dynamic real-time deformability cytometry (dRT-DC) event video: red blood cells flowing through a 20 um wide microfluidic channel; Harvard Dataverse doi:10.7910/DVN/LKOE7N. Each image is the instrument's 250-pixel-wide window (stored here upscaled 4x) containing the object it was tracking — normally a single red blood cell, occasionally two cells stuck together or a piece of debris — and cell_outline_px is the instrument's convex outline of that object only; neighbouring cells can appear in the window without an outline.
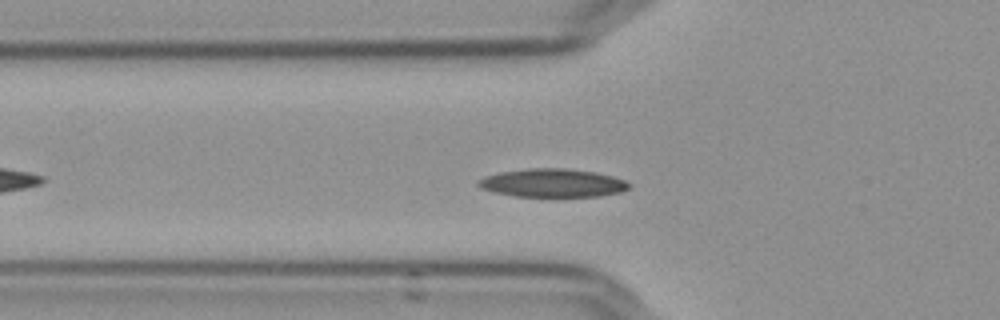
{"species": "Egyptian fruit bat (a non-hibernating species)", "species_latin": "Rousettus aegyptiacus", "temperature_condition": "cold", "stored_images_in_passage": 46, "camera_frame_rate_fps": 3000, "um_per_image_px": 0.085, "frame": {"image": 1, "passage_image": 10, "time_ms": 3.0, "image_size_px": [1000, 320], "cell_outline_px": [[632, 184], [628, 188], [620, 192], [600, 196], [512, 196], [480, 188], [476, 184], [484, 176], [500, 172], [532, 168], [564, 168], [596, 172], [612, 176], [624, 180]], "centroid_in_image_um": [46.98, 15.55], "position_along_channel_um": 78.8, "area_um2": 24.74}}
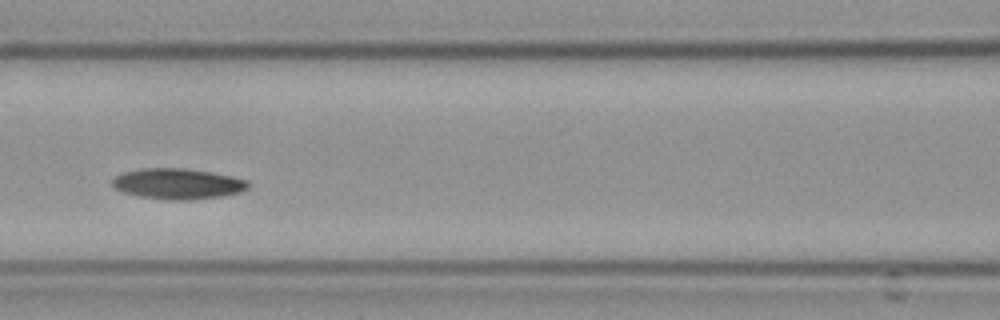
{"frame": {"image": 2, "passage_image": 16, "time_ms": 5.0, "image_size_px": [1000, 320], "cell_outline_px": [[248, 188], [240, 192], [224, 196], [192, 200], [168, 200], [140, 196], [124, 192], [116, 188], [112, 184], [112, 180], [116, 176], [124, 172], [140, 168], [184, 168], [212, 172], [232, 176], [248, 180]], "centroid_in_image_um": [15.14, 15.62], "position_along_channel_um": 151.5, "area_um2": 24.33}}
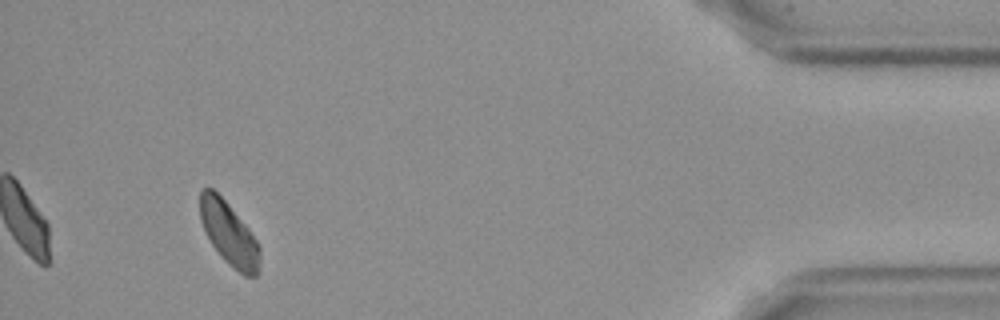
{"frame": {"image": 3, "passage_image": 43, "time_ms": 14.0, "image_size_px": [1000, 320], "cell_outline_px": [[260, 260], [256, 276], [244, 276], [212, 244], [200, 220], [200, 192], [204, 188], [212, 188], [228, 204], [248, 228], [256, 240], [260, 248]], "centroid_in_image_um": [19.47, 19.81], "position_along_channel_um": 415.7, "area_um2": 21.1}, "authors_computed_cell_mechanics": {"area_um2": 23.4668, "velocity_mm_per_s": 3.6022, "shape_relaxation_time_tau1_ms": 2.828, "shape_relaxation_time_tau2_ms": null, "deformation_change_tau1": 0.0907, "deformation_change_tau2": null}}